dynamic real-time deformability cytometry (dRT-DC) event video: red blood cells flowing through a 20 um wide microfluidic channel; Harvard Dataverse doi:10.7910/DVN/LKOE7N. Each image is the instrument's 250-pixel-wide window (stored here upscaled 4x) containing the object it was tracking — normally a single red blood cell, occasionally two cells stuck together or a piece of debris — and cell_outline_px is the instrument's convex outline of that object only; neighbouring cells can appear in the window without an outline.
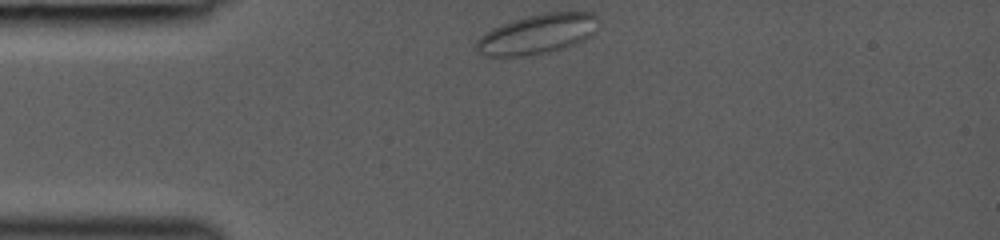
{"species": "common noctule bat (a hibernating species)", "species_latin": "Nyctalus noctula", "temperature_condition": "room temperature", "stored_images_in_passage": 33, "camera_frame_rate_fps": 3000, "um_per_image_px": 0.085, "animal": {"sex": "female", "body_mass_g": 19.0, "forearm_length_mm": 53.3}, "frame": {"image": 1, "passage_image": 1, "time_ms": 0.0, "image_size_px": [1000, 240], "cell_outline_px": [[600, 16], [596, 32], [592, 36], [576, 44], [548, 52], [520, 56], [484, 56], [476, 48], [476, 40], [484, 32], [500, 24], [528, 16], [548, 12], [592, 12]], "centroid_in_image_um": [45.72, 2.88], "position_along_channel_um": 39.3, "area_um2": 28.5}}
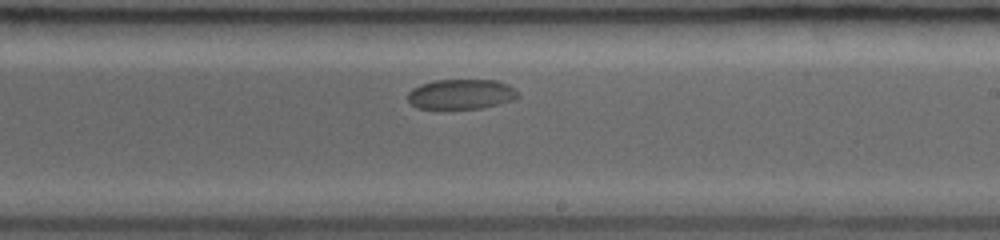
{"frame": {"image": 2, "passage_image": 19, "time_ms": 6.0, "image_size_px": [1000, 240], "cell_outline_px": [[520, 96], [512, 100], [480, 108], [436, 112], [416, 108], [408, 100], [408, 92], [412, 88], [420, 84], [432, 80], [496, 80], [508, 84], [516, 88]], "centroid_in_image_um": [39.13, 8.05], "position_along_channel_um": 249.9, "area_um2": 20.17}}
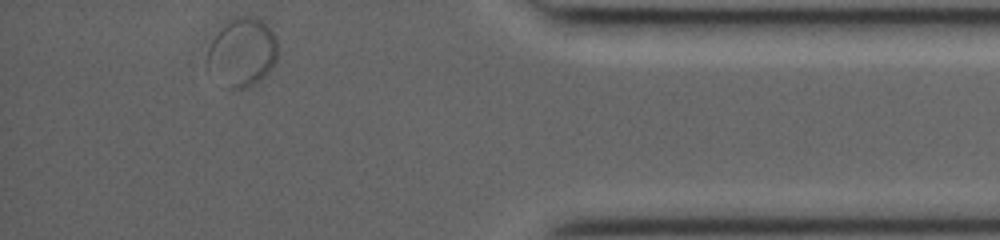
{"frame": {"image": 3, "passage_image": 33, "time_ms": 10.667, "image_size_px": [1000, 240], "cell_outline_px": [[276, 60], [268, 72], [264, 76], [248, 88], [228, 88], [208, 64], [208, 48], [212, 40], [232, 16], [252, 16], [260, 20], [276, 36]], "centroid_in_image_um": [20.61, 4.41], "position_along_channel_um": 414.6, "area_um2": 27.22}}